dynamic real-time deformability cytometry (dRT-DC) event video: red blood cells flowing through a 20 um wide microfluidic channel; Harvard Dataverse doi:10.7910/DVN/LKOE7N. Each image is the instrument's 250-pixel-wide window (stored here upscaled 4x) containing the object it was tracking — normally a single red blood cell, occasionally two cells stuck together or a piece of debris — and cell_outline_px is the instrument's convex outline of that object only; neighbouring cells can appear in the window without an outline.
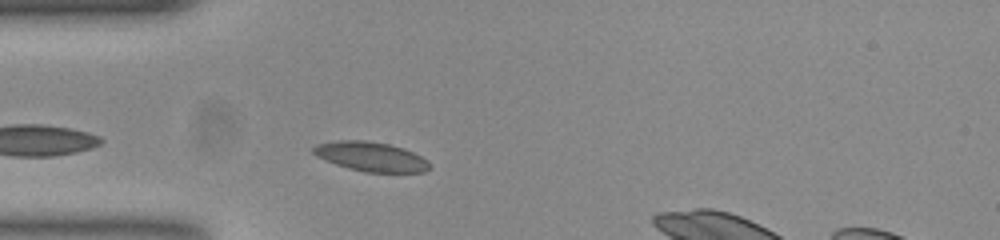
{"species": "common noctule bat (a hibernating species)", "species_latin": "Nyctalus noctula", "temperature_condition": "room temperature", "stored_images_in_passage": 18, "camera_frame_rate_fps": 3000, "um_per_image_px": 0.085, "animal": {"sex": "female", "body_mass_g": 23.0, "forearm_length_mm": 53.4}, "frame": {"image": 1, "passage_image": 4, "time_ms": 1.0, "image_size_px": [1000, 240], "cell_outline_px": [[432, 168], [424, 172], [368, 172], [348, 168], [336, 164], [316, 156], [312, 152], [312, 148], [316, 144], [340, 140], [368, 140], [388, 144], [404, 148], [428, 160]], "centroid_in_image_um": [31.54, 13.31], "position_along_channel_um": 53.5, "area_um2": 19.94}}
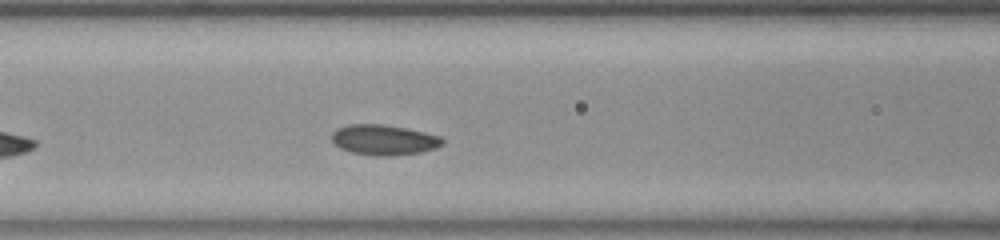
{"frame": {"image": 2, "passage_image": 11, "time_ms": 3.333, "image_size_px": [1000, 240], "cell_outline_px": [[444, 144], [436, 148], [420, 152], [392, 156], [372, 156], [352, 152], [340, 148], [332, 140], [332, 132], [336, 128], [348, 124], [380, 124], [404, 128], [424, 132], [440, 136], [444, 140]], "centroid_in_image_um": [32.62, 11.89], "position_along_channel_um": 134.0, "area_um2": 19.59}}
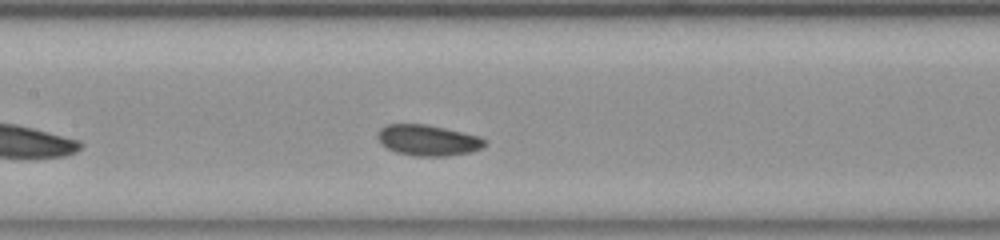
{"frame": {"image": 3, "passage_image": 14, "time_ms": 4.333, "image_size_px": [1000, 240], "cell_outline_px": [[488, 140], [480, 148], [472, 152], [448, 156], [416, 156], [396, 152], [388, 148], [376, 136], [380, 128], [384, 124], [424, 124], [444, 128], [480, 136]], "centroid_in_image_um": [36.39, 11.92], "position_along_channel_um": 171.0, "area_um2": 19.19}}